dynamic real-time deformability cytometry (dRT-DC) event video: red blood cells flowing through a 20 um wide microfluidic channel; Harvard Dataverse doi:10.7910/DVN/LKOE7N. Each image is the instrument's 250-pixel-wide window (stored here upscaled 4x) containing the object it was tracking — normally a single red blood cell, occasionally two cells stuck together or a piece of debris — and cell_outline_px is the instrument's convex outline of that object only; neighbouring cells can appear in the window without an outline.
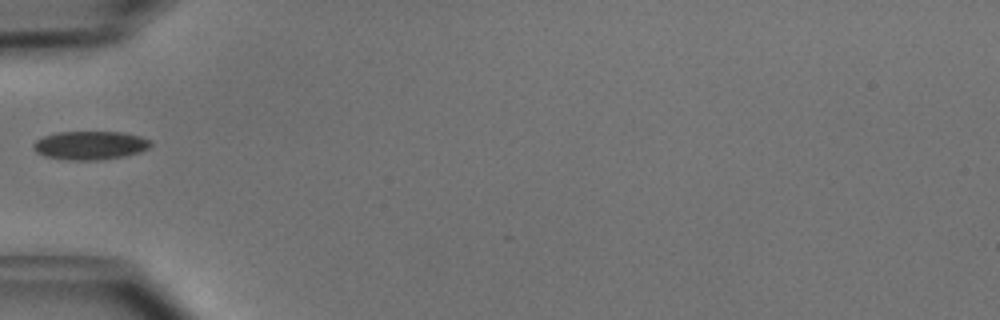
{"species": "common noctule bat (a hibernating species)", "species_latin": "Nyctalus noctula", "temperature_condition": "cold", "stored_images_in_passage": 3, "camera_frame_rate_fps": 3000, "um_per_image_px": 0.085, "animal": {"sex": "male", "body_mass_g": 15.6}, "frame": {"image": 1, "passage_image": 1, "time_ms": 0.0, "image_size_px": [1000, 320], "cell_outline_px": [[152, 144], [148, 148], [140, 152], [124, 156], [100, 160], [68, 160], [44, 156], [36, 152], [32, 148], [32, 144], [36, 140], [44, 136], [56, 132], [124, 132], [140, 136], [148, 140]], "centroid_in_image_um": [7.63, 12.35], "position_along_channel_um": 77.4, "area_um2": 19.59}}